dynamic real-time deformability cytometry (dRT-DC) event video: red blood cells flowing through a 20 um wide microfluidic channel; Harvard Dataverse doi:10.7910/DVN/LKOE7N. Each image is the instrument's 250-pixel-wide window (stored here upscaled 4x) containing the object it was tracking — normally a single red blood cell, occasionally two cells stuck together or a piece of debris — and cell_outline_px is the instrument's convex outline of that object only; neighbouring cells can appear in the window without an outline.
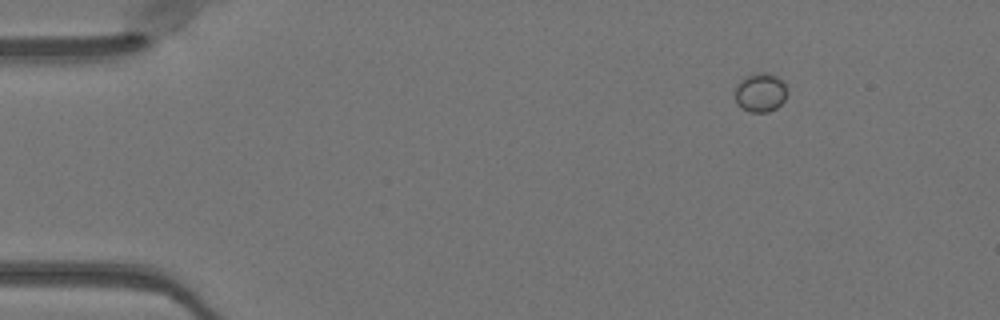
{"species": "Egyptian fruit bat (a non-hibernating species)", "species_latin": "Rousettus aegyptiacus", "temperature_condition": "warm", "stored_images_in_passage": 29, "camera_frame_rate_fps": 3000, "um_per_image_px": 0.085, "animal": {"sex": "female"}, "frame": {"image": 1, "passage_image": 1, "time_ms": 0.0, "image_size_px": [1000, 320], "cell_outline_px": [[788, 92], [784, 100], [776, 108], [768, 112], [748, 112], [736, 104], [736, 84], [744, 76], [756, 72], [768, 72], [776, 76], [784, 84]], "centroid_in_image_um": [64.62, 7.85], "position_along_channel_um": 20.4, "area_um2": 11.96}}
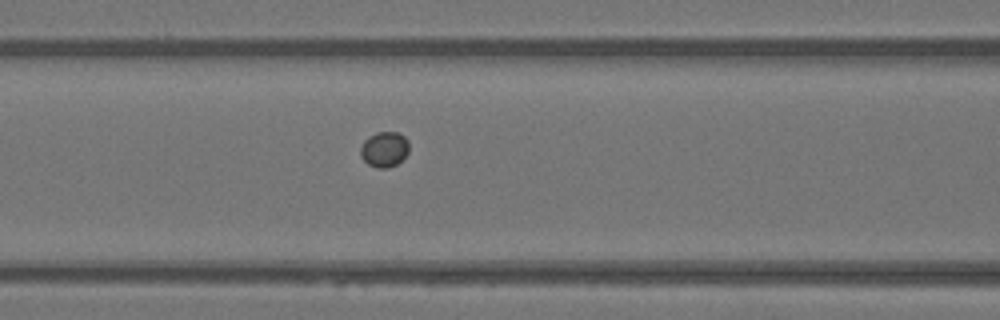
{"frame": {"image": 2, "passage_image": 16, "time_ms": 5.0, "image_size_px": [1000, 320], "cell_outline_px": [[408, 152], [396, 164], [388, 168], [376, 168], [368, 164], [360, 156], [360, 148], [364, 140], [368, 136], [376, 132], [396, 132], [404, 136], [408, 140]], "centroid_in_image_um": [32.64, 12.68], "position_along_channel_um": 134.0, "area_um2": 10.0}}
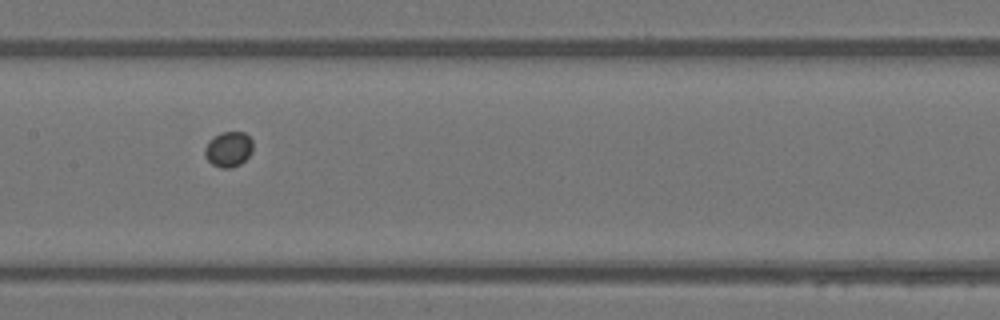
{"frame": {"image": 3, "passage_image": 20, "time_ms": 6.333, "image_size_px": [1000, 320], "cell_outline_px": [[252, 152], [240, 164], [232, 168], [220, 168], [212, 164], [204, 156], [204, 148], [208, 140], [220, 132], [244, 132], [252, 140]], "centroid_in_image_um": [19.39, 12.68], "position_along_channel_um": 188.0, "area_um2": 10.0}}